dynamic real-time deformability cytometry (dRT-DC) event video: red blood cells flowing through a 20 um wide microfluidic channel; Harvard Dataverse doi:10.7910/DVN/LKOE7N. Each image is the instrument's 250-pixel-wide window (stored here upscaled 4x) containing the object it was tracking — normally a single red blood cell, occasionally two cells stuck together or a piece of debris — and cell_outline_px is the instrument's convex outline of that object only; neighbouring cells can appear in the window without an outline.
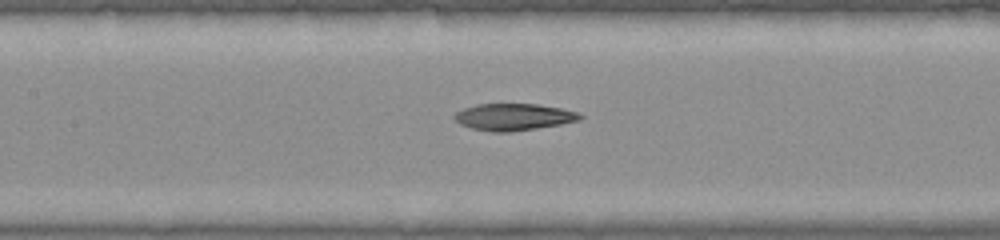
{"species": "common noctule bat (a hibernating species)", "species_latin": "Nyctalus noctula", "temperature_condition": "warm", "stored_images_in_passage": 24, "camera_frame_rate_fps": 3000, "um_per_image_px": 0.085, "animal": {"sex": "female", "body_mass_g": 22.0, "forearm_length_mm": 56.7}, "frame": {"image": 1, "passage_image": 11, "time_ms": 3.333, "image_size_px": [1000, 240], "cell_outline_px": [[584, 116], [580, 120], [560, 124], [512, 132], [492, 132], [472, 128], [460, 124], [452, 116], [456, 112], [464, 108], [476, 104], [536, 104], [560, 108], [576, 112]], "centroid_in_image_um": [43.63, 9.94], "position_along_channel_um": 163.8, "area_um2": 19.54}}
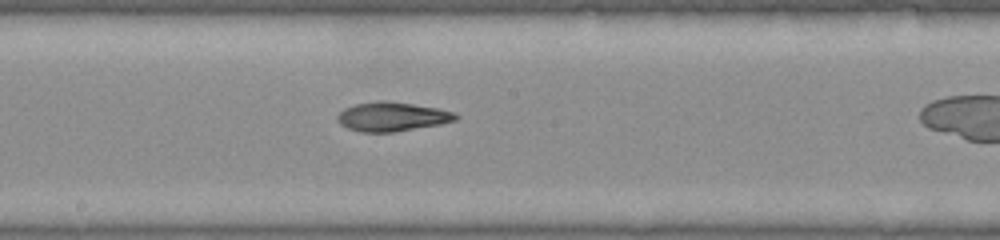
{"frame": {"image": 2, "passage_image": 14, "time_ms": 4.333, "image_size_px": [1000, 240], "cell_outline_px": [[460, 116], [456, 120], [440, 124], [392, 132], [360, 132], [348, 128], [340, 124], [336, 120], [336, 116], [344, 108], [356, 104], [376, 100], [388, 100], [436, 108], [456, 112]], "centroid_in_image_um": [33.31, 9.91], "position_along_channel_um": 214.9, "area_um2": 20.17}}
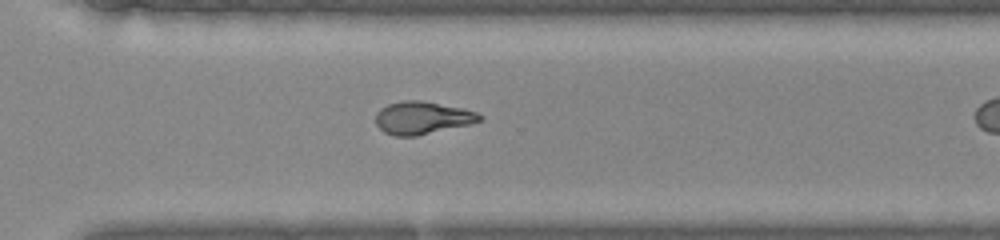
{"frame": {"image": 3, "passage_image": 21, "time_ms": 6.667, "image_size_px": [1000, 240], "cell_outline_px": [[484, 120], [468, 124], [416, 136], [396, 136], [384, 132], [376, 124], [376, 112], [380, 108], [388, 104], [404, 100], [420, 100], [460, 108], [476, 112], [484, 116]], "centroid_in_image_um": [35.87, 10.01], "position_along_channel_um": 334.7, "area_um2": 19.59}}